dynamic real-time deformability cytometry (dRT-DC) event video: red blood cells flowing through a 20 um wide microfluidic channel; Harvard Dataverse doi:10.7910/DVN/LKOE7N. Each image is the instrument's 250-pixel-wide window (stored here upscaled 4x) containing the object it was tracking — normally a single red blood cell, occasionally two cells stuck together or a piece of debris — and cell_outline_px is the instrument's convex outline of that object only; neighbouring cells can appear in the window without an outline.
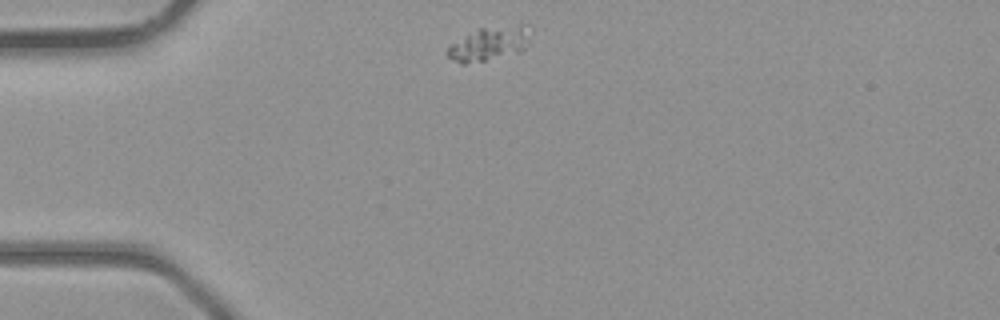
{"species": "common noctule bat (a hibernating species)", "species_latin": "Nyctalus noctula", "temperature_condition": "room temperature", "stored_images_in_passage": 33, "camera_frame_rate_fps": 3000, "um_per_image_px": 0.085, "animal": {"sex": "male", "body_mass_g": 23.1, "forearm_length_mm": 52.7}, "frame": {"image": 1, "passage_image": 1, "time_ms": 0.0, "image_size_px": [1000, 320], "cell_outline_px": [[532, 32], [524, 48], [520, 52], [484, 60], [464, 64], [460, 64], [452, 60], [448, 56], [448, 48], [452, 44], [480, 28], [520, 24], [524, 24]], "centroid_in_image_um": [41.64, 3.71], "position_along_channel_um": 43.4, "area_um2": 15.95}}
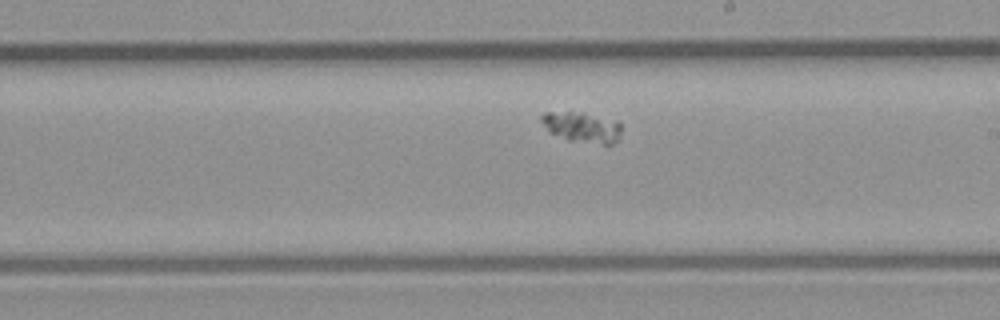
{"frame": {"image": 2, "passage_image": 15, "time_ms": 4.667, "image_size_px": [1000, 320], "cell_outline_px": [[620, 136], [612, 144], [604, 144], [568, 140], [548, 132], [540, 120], [540, 116], [544, 112], [584, 112], [620, 120]], "centroid_in_image_um": [49.47, 10.78], "position_along_channel_um": 239.5, "area_um2": 14.45}}
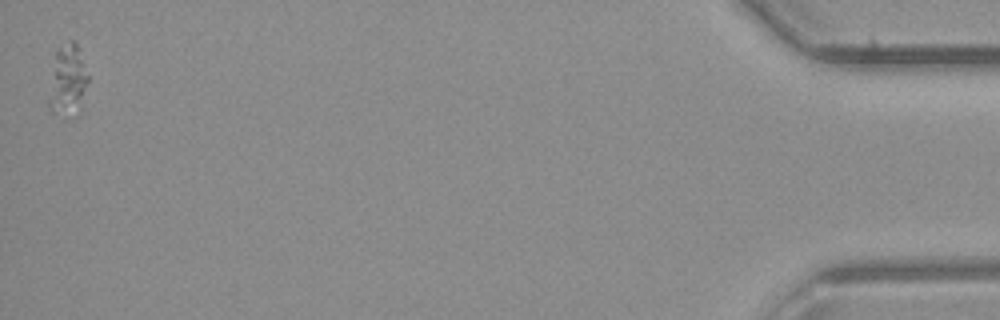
{"frame": {"image": 3, "passage_image": 33, "time_ms": 10.667, "image_size_px": [1000, 320], "cell_outline_px": [[88, 80], [80, 96], [76, 96], [60, 92], [56, 76], [52, 52], [56, 48], [68, 40], [72, 40], [76, 44], [88, 76]], "centroid_in_image_um": [5.93, 5.86], "position_along_channel_um": 429.3, "area_um2": 10.17}}